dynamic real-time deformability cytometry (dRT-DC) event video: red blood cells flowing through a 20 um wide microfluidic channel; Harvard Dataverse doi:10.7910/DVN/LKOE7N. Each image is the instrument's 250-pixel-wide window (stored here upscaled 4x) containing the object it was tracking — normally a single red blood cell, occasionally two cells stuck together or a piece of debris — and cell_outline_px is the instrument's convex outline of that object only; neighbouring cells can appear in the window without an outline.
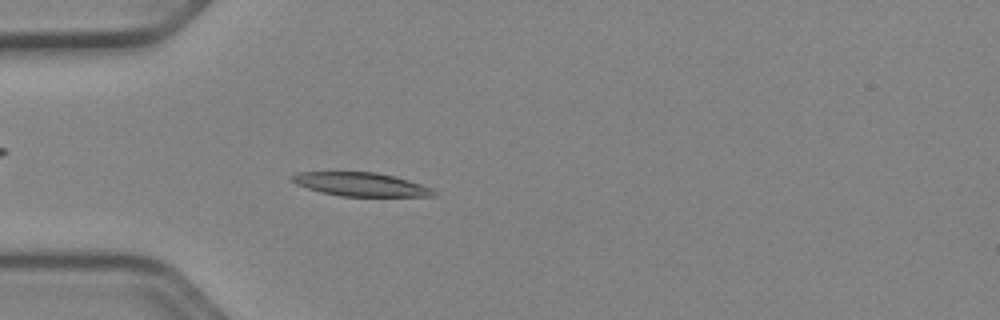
{"species": "Egyptian fruit bat (a non-hibernating species)", "species_latin": "Rousettus aegyptiacus", "temperature_condition": "cold", "stored_images_in_passage": 45, "camera_frame_rate_fps": 3000, "um_per_image_px": 0.085, "animal": {"sex": "female"}, "frame": {"image": 1, "passage_image": 9, "time_ms": 2.667, "image_size_px": [1000, 320], "cell_outline_px": [[436, 196], [340, 196], [320, 192], [296, 184], [288, 180], [288, 176], [296, 172], [376, 172], [396, 176], [432, 188], [436, 192]], "centroid_in_image_um": [30.61, 15.66], "position_along_channel_um": 54.4, "area_um2": 19.65}}
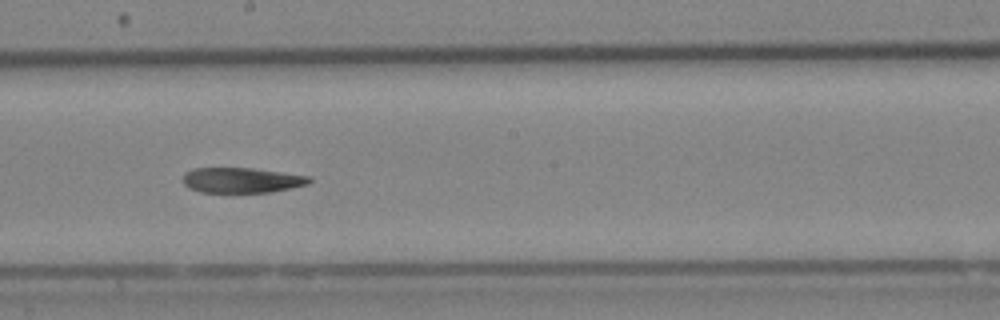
{"frame": {"image": 2, "passage_image": 23, "time_ms": 7.333, "image_size_px": [1000, 320], "cell_outline_px": [[312, 180], [308, 184], [292, 188], [272, 192], [200, 192], [188, 188], [180, 180], [192, 168], [252, 168], [308, 176]], "centroid_in_image_um": [20.52, 15.32], "position_along_channel_um": 227.7, "area_um2": 18.55}}
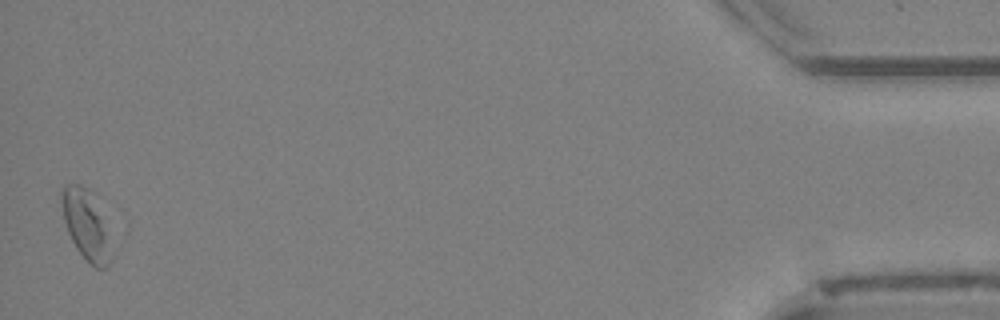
{"frame": {"image": 3, "passage_image": 45, "time_ms": 14.667, "image_size_px": [1000, 320], "cell_outline_px": [[112, 260], [104, 268], [96, 268], [76, 248], [68, 232], [64, 220], [60, 200], [60, 192], [68, 184], [80, 184], [88, 188], [112, 236]], "centroid_in_image_um": [7.35, 19.13], "position_along_channel_um": 427.9, "area_um2": 20.17}}